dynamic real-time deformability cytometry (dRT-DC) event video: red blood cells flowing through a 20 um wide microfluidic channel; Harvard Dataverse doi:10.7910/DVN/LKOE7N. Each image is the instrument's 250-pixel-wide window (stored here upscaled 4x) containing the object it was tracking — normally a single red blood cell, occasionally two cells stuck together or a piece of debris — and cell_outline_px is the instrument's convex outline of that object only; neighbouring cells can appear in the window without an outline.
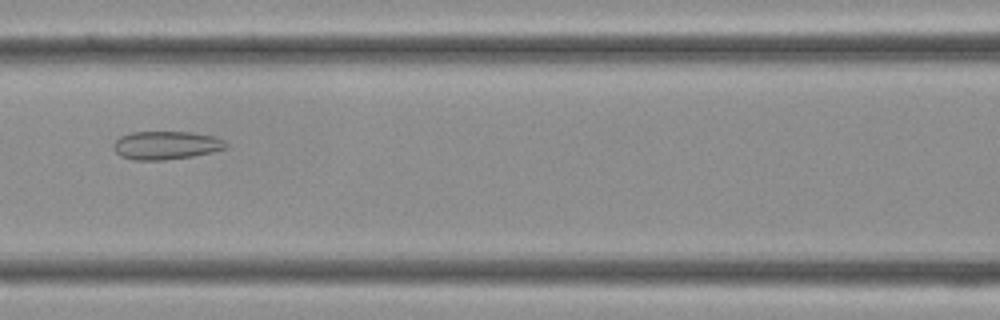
{"species": "Egyptian fruit bat (a non-hibernating species)", "species_latin": "Rousettus aegyptiacus", "temperature_condition": "cold", "stored_images_in_passage": 31, "camera_frame_rate_fps": 3000, "um_per_image_px": 0.085, "frame": {"image": 1, "passage_image": 11, "time_ms": 3.333, "image_size_px": [1000, 320], "cell_outline_px": [[228, 148], [212, 152], [192, 156], [164, 160], [132, 160], [120, 156], [112, 148], [112, 144], [120, 136], [132, 132], [192, 132], [216, 136], [224, 140], [228, 144]], "centroid_in_image_um": [14.12, 12.35], "position_along_channel_um": 152.5, "area_um2": 18.79}}
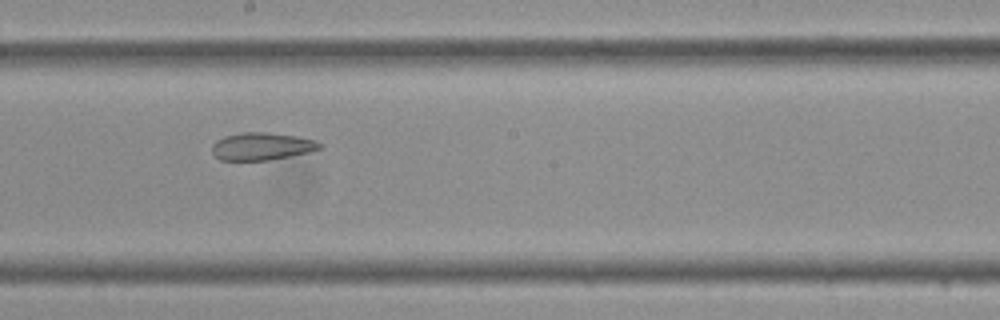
{"frame": {"image": 2, "passage_image": 15, "time_ms": 4.667, "image_size_px": [1000, 320], "cell_outline_px": [[324, 148], [308, 152], [268, 160], [220, 160], [212, 152], [212, 144], [216, 140], [224, 136], [240, 132], [268, 132], [296, 136], [316, 140], [324, 144]], "centroid_in_image_um": [22.27, 12.42], "position_along_channel_um": 225.9, "area_um2": 17.4}}
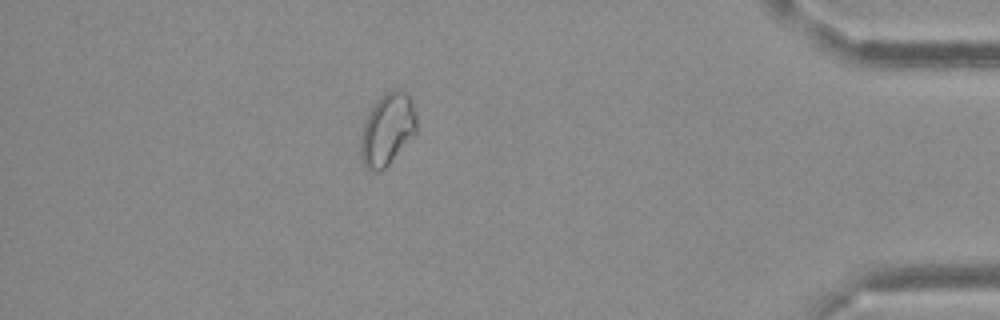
{"frame": {"image": 3, "passage_image": 27, "time_ms": 8.667, "image_size_px": [1000, 320], "cell_outline_px": [[416, 132], [388, 164], [380, 172], [372, 172], [364, 164], [360, 156], [360, 136], [364, 124], [372, 108], [380, 96], [384, 92], [396, 88], [400, 88], [408, 92], [412, 100], [416, 116]], "centroid_in_image_um": [32.93, 10.96], "position_along_channel_um": 402.3, "area_um2": 23.41}}